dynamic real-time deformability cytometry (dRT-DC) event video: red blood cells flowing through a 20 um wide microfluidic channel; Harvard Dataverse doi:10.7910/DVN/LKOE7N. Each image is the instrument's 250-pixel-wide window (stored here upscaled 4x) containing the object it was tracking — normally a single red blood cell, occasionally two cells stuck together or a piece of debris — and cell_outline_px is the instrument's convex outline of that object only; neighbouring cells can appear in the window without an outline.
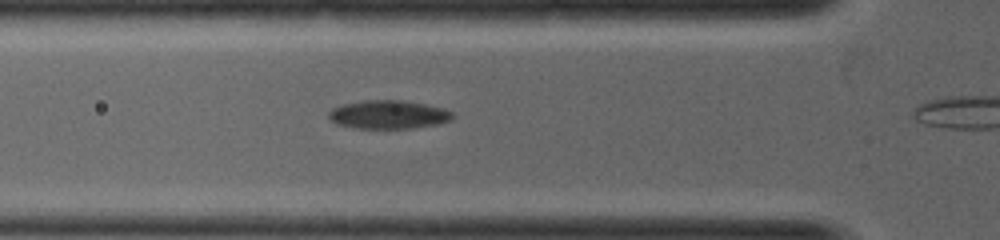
{"species": "common noctule bat (a hibernating species)", "species_latin": "Nyctalus noctula", "temperature_condition": "warm", "stored_images_in_passage": 9, "camera_frame_rate_fps": 5000, "um_per_image_px": 0.085, "animal": {"sex": "female", "body_mass_g": 19.0, "forearm_length_mm": 53.3}, "frame": {"image": 1, "passage_image": 6, "time_ms": 1.0, "image_size_px": [1000, 240], "cell_outline_px": [[456, 116], [452, 120], [440, 124], [412, 128], [356, 128], [336, 124], [328, 120], [328, 112], [332, 108], [340, 104], [364, 100], [400, 100], [424, 104], [444, 108], [452, 112]], "centroid_in_image_um": [33.0, 9.74], "position_along_channel_um": 92.8, "area_um2": 20.87}}
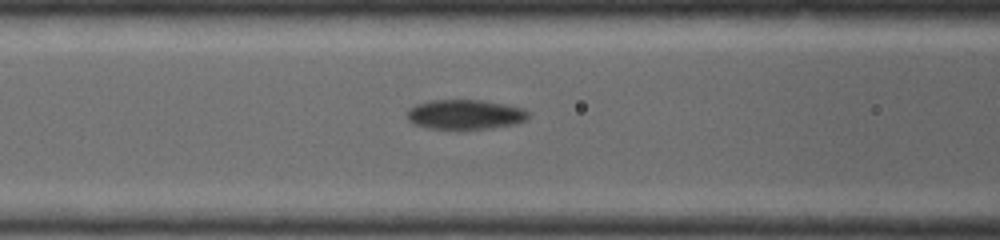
{"frame": {"image": 2, "passage_image": 8, "time_ms": 1.4, "image_size_px": [1000, 240], "cell_outline_px": [[528, 116], [524, 120], [516, 124], [492, 128], [456, 132], [428, 128], [412, 124], [408, 120], [408, 108], [416, 104], [432, 100], [484, 100], [524, 108], [528, 112]], "centroid_in_image_um": [39.5, 9.77], "position_along_channel_um": 127.1, "area_um2": 21.79}}